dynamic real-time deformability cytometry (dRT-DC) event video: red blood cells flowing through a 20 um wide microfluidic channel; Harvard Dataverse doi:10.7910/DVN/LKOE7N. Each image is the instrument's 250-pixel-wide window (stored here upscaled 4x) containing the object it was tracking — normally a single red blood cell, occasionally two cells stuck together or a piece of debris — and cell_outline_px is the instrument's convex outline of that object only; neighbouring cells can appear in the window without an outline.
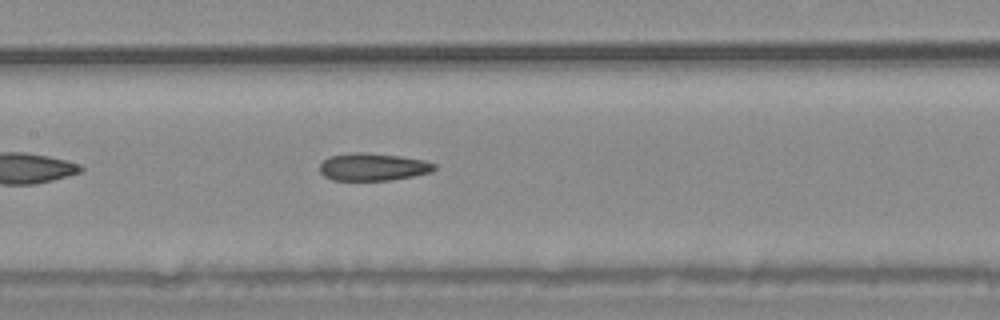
{"species": "common noctule bat (a hibernating species)", "species_latin": "Nyctalus noctula", "temperature_condition": "warm", "stored_images_in_passage": 40, "camera_frame_rate_fps": 3000, "um_per_image_px": 0.085, "animal": {"sex": "male", "body_mass_g": 20.4}, "frame": {"image": 1, "passage_image": 12, "time_ms": 3.667, "image_size_px": [1000, 320], "cell_outline_px": [[436, 168], [432, 172], [392, 180], [332, 180], [324, 176], [320, 172], [320, 164], [324, 160], [332, 156], [356, 152], [364, 152], [400, 156], [424, 160], [436, 164]], "centroid_in_image_um": [31.72, 14.19], "position_along_channel_um": 175.7, "area_um2": 18.32}, "authors_computed_cell_mechanics": {"area_um2": 18.5249, "velocity_mm_per_s": 3.7786, "shape_relaxation_time_tau1_ms": null, "shape_relaxation_time_tau2_ms": 6.0569, "deformation_change_tau1": null, "deformation_change_tau2": 0.1675}}